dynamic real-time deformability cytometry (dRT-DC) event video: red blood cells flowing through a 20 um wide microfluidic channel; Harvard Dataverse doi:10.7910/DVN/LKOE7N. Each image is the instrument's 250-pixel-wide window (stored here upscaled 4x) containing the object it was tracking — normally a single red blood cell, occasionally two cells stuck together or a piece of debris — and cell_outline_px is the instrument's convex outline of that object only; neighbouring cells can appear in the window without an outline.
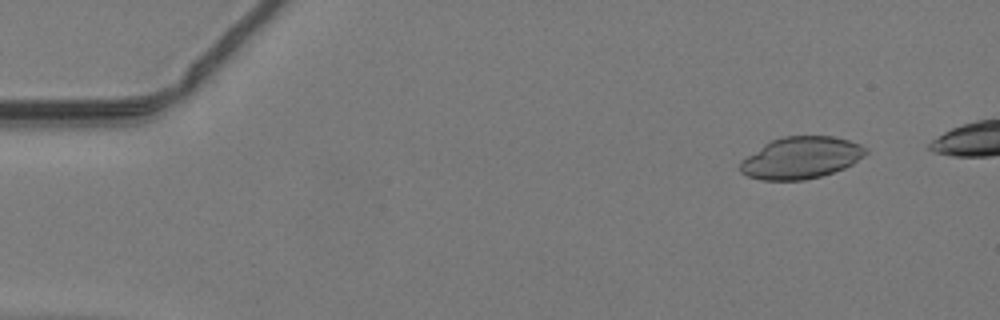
{"species": "common noctule bat (a hibernating species)", "species_latin": "Nyctalus noctula", "temperature_condition": "warm", "stored_images_in_passage": 15, "camera_frame_rate_fps": 3000, "um_per_image_px": 0.085, "animal": {"sex": "male", "body_mass_g": 19.2, "forearm_length_mm": 51.8}, "frame": {"image": 1, "passage_image": 5, "time_ms": 1.333, "image_size_px": [1000, 320], "cell_outline_px": [[868, 152], [864, 156], [852, 164], [844, 168], [820, 176], [804, 180], [760, 180], [748, 176], [740, 172], [740, 160], [764, 144], [772, 140], [784, 136], [832, 136], [848, 140], [860, 144], [868, 148]], "centroid_in_image_um": [68.08, 13.41], "position_along_channel_um": 16.9, "area_um2": 30.63}}